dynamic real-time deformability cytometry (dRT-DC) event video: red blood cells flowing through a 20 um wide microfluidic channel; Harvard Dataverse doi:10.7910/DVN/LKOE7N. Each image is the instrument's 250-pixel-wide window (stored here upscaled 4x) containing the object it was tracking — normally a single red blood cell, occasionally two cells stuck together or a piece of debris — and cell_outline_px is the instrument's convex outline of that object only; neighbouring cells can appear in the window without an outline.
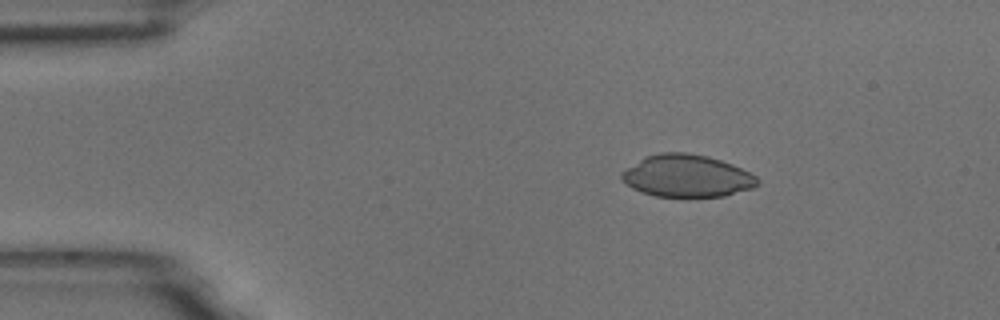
{"species": "common noctule bat (a hibernating species)", "species_latin": "Nyctalus noctula", "temperature_condition": "room temperature", "stored_images_in_passage": 3, "camera_frame_rate_fps": 3000, "um_per_image_px": 0.085, "animal": {"sex": "male", "body_mass_g": 18.8}, "frame": {"image": 1, "passage_image": 1, "time_ms": 0.0, "image_size_px": [1000, 320], "cell_outline_px": [[760, 184], [752, 188], [724, 196], [656, 196], [632, 188], [620, 176], [620, 172], [644, 156], [660, 152], [688, 152], [708, 156], [732, 164], [756, 176], [760, 180]], "centroid_in_image_um": [58.39, 14.93], "position_along_channel_um": 26.6, "area_um2": 33.35}}